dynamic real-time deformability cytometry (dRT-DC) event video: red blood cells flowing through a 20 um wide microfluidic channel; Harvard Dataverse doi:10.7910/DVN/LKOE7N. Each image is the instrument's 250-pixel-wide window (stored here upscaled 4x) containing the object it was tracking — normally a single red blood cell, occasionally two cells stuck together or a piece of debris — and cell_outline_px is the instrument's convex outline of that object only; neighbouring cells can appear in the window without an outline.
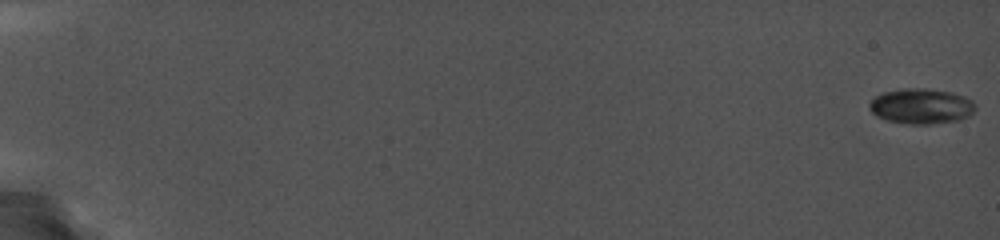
{"species": "common noctule bat (a hibernating species)", "species_latin": "Nyctalus noctula", "temperature_condition": "cold", "stored_images_in_passage": 89, "camera_frame_rate_fps": 5000, "um_per_image_px": 0.085, "animal": {"sex": "female", "body_mass_g": 19.0, "forearm_length_mm": 56.7}, "frame": {"image": 1, "passage_image": 1, "time_ms": 0.0, "image_size_px": [1000, 240], "cell_outline_px": [[976, 108], [968, 116], [956, 120], [924, 124], [892, 120], [880, 116], [872, 112], [872, 100], [876, 96], [884, 92], [904, 88], [924, 88], [952, 92], [964, 96], [972, 100], [976, 104]], "centroid_in_image_um": [78.39, 8.98], "position_along_channel_um": 6.6, "area_um2": 20.98}}
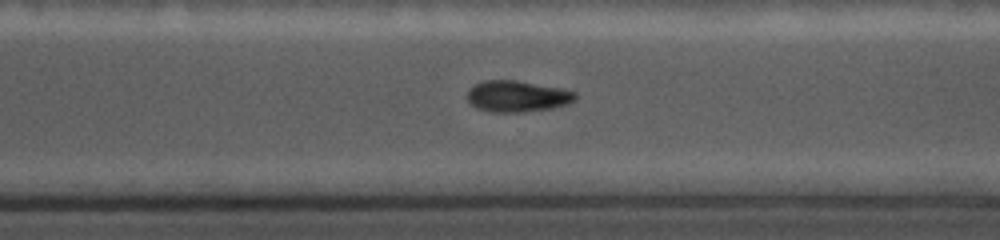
{"frame": {"image": 2, "passage_image": 72, "time_ms": 14.2, "image_size_px": [1000, 240], "cell_outline_px": [[576, 100], [568, 104], [552, 108], [520, 112], [492, 112], [476, 108], [468, 100], [468, 88], [484, 80], [516, 80], [564, 88], [576, 92]], "centroid_in_image_um": [43.99, 8.17], "position_along_channel_um": 326.6, "area_um2": 19.83}}
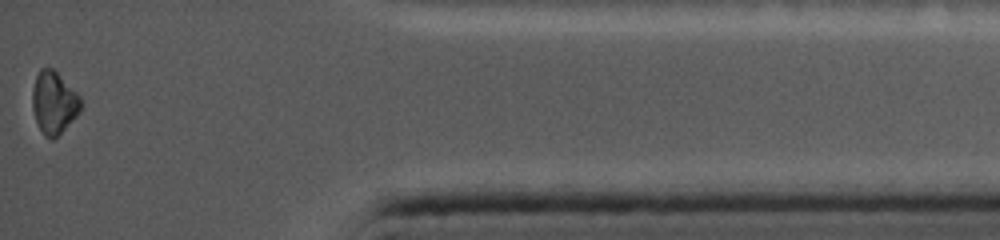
{"frame": {"image": 3, "passage_image": 89, "time_ms": 17.6, "image_size_px": [1000, 240], "cell_outline_px": [[80, 112], [52, 140], [44, 136], [36, 120], [32, 108], [32, 88], [36, 76], [40, 68], [52, 68], [80, 96]], "centroid_in_image_um": [4.55, 8.71], "position_along_channel_um": 430.6, "area_um2": 17.22}}